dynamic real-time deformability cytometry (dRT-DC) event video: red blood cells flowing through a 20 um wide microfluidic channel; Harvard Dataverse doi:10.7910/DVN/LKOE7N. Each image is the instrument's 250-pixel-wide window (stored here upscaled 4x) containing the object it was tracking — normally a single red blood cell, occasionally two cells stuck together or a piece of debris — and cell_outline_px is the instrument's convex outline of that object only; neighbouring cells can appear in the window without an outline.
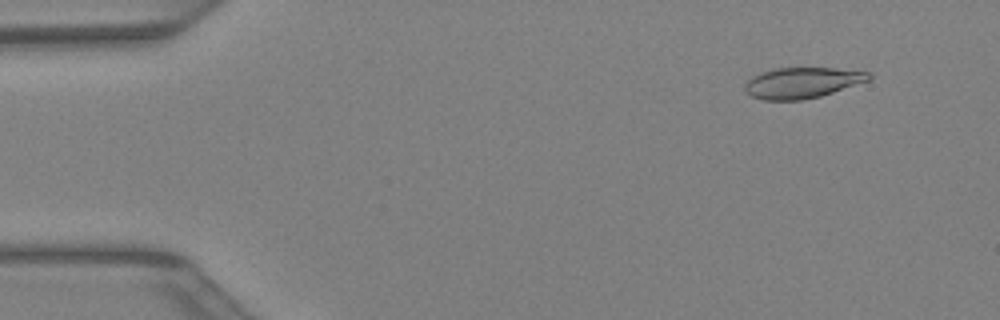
{"species": "Egyptian fruit bat (a non-hibernating species)", "species_latin": "Rousettus aegyptiacus", "temperature_condition": "warm", "stored_images_in_passage": 37, "camera_frame_rate_fps": 3000, "um_per_image_px": 0.085, "animal": {"sex": "female"}, "frame": {"image": 1, "passage_image": 3, "time_ms": 0.667, "image_size_px": [1000, 320], "cell_outline_px": [[872, 76], [868, 80], [820, 96], [804, 100], [764, 100], [752, 96], [744, 88], [744, 84], [752, 76], [776, 68], [832, 68], [872, 72]], "centroid_in_image_um": [68.18, 7.03], "position_along_channel_um": 16.8, "area_um2": 21.96}}
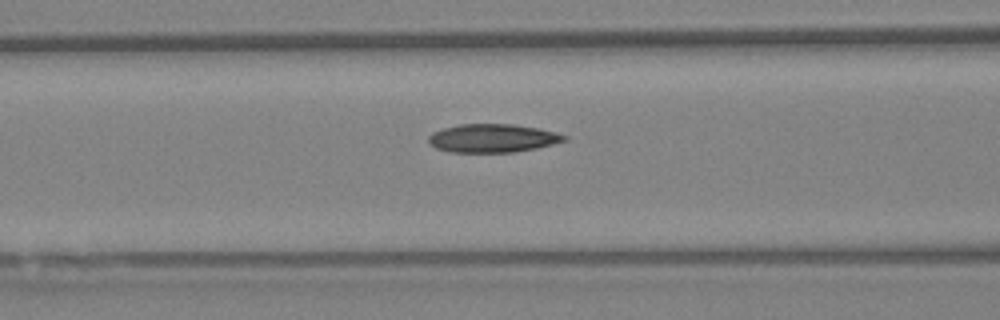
{"frame": {"image": 2, "passage_image": 16, "time_ms": 5.0, "image_size_px": [1000, 320], "cell_outline_px": [[568, 140], [536, 148], [512, 152], [448, 152], [436, 148], [428, 140], [428, 136], [432, 132], [444, 128], [460, 124], [512, 124], [540, 128], [556, 132], [568, 136]], "centroid_in_image_um": [41.89, 11.74], "position_along_channel_um": 124.7, "area_um2": 22.48}}
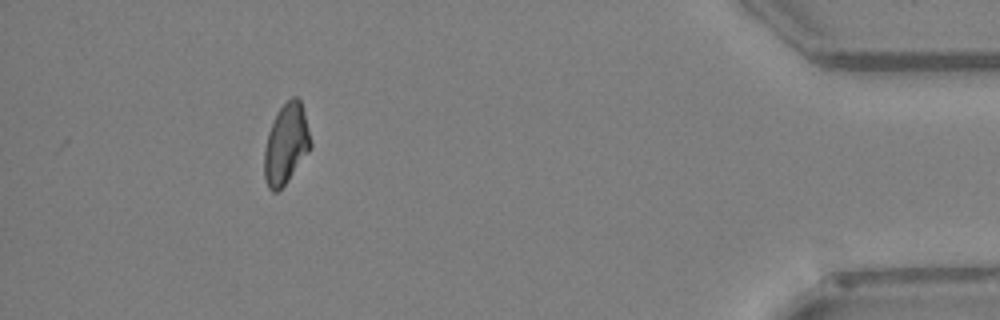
{"frame": {"image": 3, "passage_image": 37, "time_ms": 12.0, "image_size_px": [1000, 320], "cell_outline_px": [[312, 144], [308, 152], [288, 180], [276, 192], [272, 192], [268, 188], [264, 176], [264, 148], [268, 132], [276, 112], [292, 96], [296, 96], [300, 100]], "centroid_in_image_um": [24.29, 12.24], "position_along_channel_um": 410.9, "area_um2": 21.39}}